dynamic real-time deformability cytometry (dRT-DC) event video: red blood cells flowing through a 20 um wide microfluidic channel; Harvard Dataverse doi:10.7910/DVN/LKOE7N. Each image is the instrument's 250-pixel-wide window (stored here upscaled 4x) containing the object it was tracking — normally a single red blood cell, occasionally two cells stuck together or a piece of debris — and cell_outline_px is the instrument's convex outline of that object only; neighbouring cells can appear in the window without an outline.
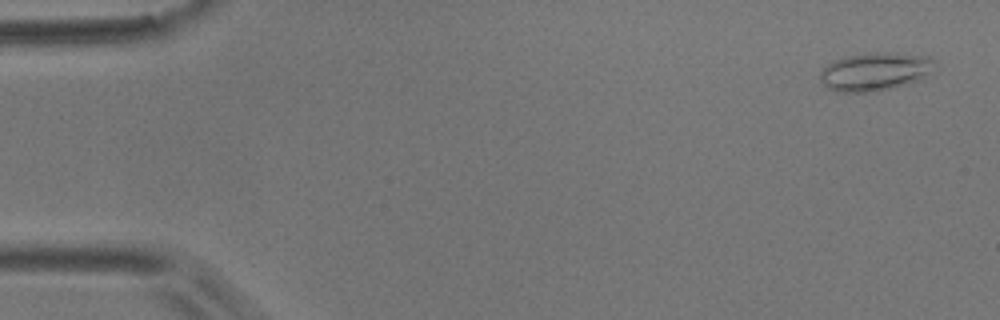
{"species": "common noctule bat (a hibernating species)", "species_latin": "Nyctalus noctula", "temperature_condition": "room temperature", "stored_images_in_passage": 6, "camera_frame_rate_fps": 3000, "um_per_image_px": 0.085, "animal": {"sex": "male", "body_mass_g": 17.9}, "frame": {"image": 1, "passage_image": 1, "time_ms": 0.0, "image_size_px": [1000, 320], "cell_outline_px": [[932, 68], [920, 80], [908, 84], [876, 92], [836, 92], [828, 88], [820, 80], [820, 72], [832, 60], [844, 56], [868, 52], [896, 52], [928, 56], [932, 60]], "centroid_in_image_um": [74.33, 6.08], "position_along_channel_um": 10.7, "area_um2": 25.72}}